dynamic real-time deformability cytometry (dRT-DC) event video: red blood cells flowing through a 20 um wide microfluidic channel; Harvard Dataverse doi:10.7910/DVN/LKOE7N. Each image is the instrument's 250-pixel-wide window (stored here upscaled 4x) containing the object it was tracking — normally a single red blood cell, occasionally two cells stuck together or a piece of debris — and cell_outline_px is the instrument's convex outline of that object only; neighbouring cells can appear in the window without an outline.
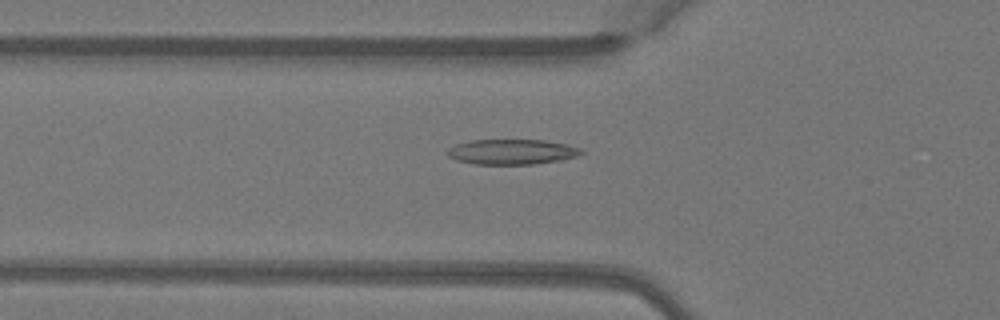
{"species": "Egyptian fruit bat (a non-hibernating species)", "species_latin": "Rousettus aegyptiacus", "temperature_condition": "warm", "stored_images_in_passage": 49, "camera_frame_rate_fps": 3000, "um_per_image_px": 0.085, "animal": {"sex": "female"}, "frame": {"image": 1, "passage_image": 17, "time_ms": 5.333, "image_size_px": [1000, 320], "cell_outline_px": [[584, 152], [580, 156], [564, 160], [532, 164], [472, 164], [456, 160], [448, 156], [448, 148], [456, 144], [472, 140], [544, 140], [568, 144], [580, 148]], "centroid_in_image_um": [43.56, 12.91], "position_along_channel_um": 82.2, "area_um2": 19.83}}
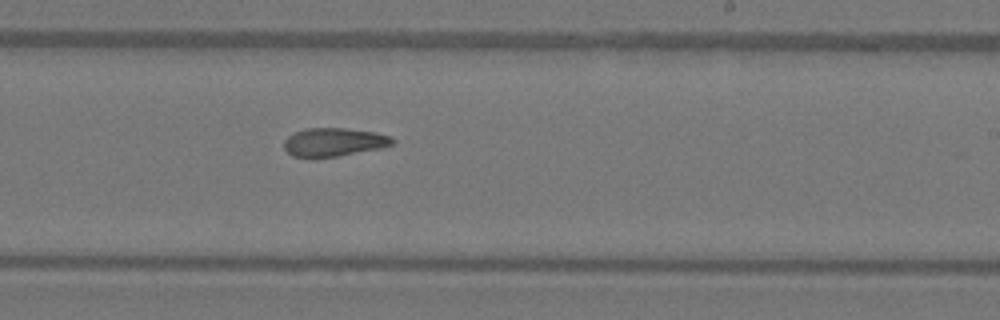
{"frame": {"image": 2, "passage_image": 30, "time_ms": 9.667, "image_size_px": [1000, 320], "cell_outline_px": [[396, 140], [392, 144], [380, 148], [336, 156], [308, 160], [292, 156], [284, 148], [284, 140], [288, 136], [304, 128], [344, 128], [376, 132], [388, 136]], "centroid_in_image_um": [28.31, 12.1], "position_along_channel_um": 260.7, "area_um2": 18.21}}
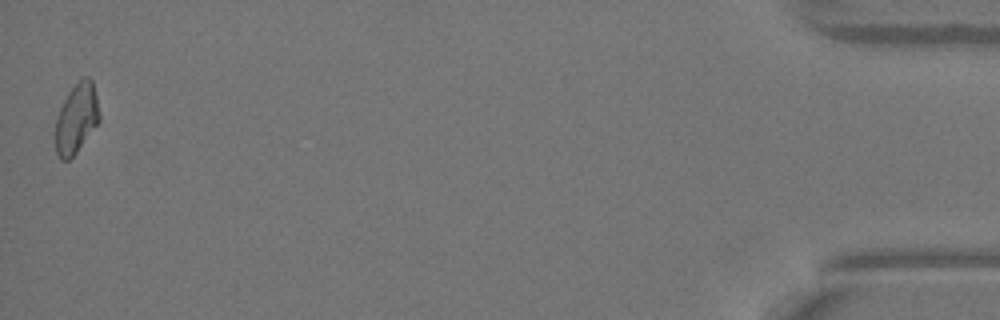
{"frame": {"image": 3, "passage_image": 49, "time_ms": 16.0, "image_size_px": [1000, 320], "cell_outline_px": [[100, 120], [76, 152], [68, 160], [60, 160], [56, 152], [56, 116], [68, 92], [84, 76], [88, 76], [92, 80], [96, 96], [100, 116]], "centroid_in_image_um": [6.49, 10.06], "position_along_channel_um": 428.7, "area_um2": 17.57}, "authors_computed_cell_mechanics": {"area_um2": 18.496, "velocity_mm_per_s": 4.103, "shape_relaxation_time_tau1_ms": 7.0937, "shape_relaxation_time_tau2_ms": 3.3552, "deformation_change_tau1": 0.1969, "deformation_change_tau2": 0.0976}}